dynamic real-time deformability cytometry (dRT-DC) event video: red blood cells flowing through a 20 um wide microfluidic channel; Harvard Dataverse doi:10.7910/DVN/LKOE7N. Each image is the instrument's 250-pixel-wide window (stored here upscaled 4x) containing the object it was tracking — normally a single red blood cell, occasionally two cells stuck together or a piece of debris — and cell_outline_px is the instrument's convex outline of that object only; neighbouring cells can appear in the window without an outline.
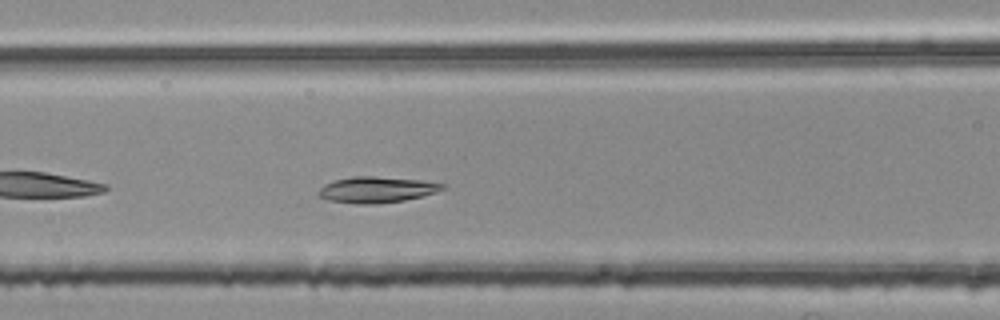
{"species": "common noctule bat (a hibernating species)", "species_latin": "Nyctalus noctula", "temperature_condition": "room temperature", "stored_images_in_passage": 33, "camera_frame_rate_fps": 3000, "um_per_image_px": 0.085, "animal": {"sex": "female", "body_mass_g": 25.1}, "frame": {"image": 1, "passage_image": 7, "time_ms": 2.0, "image_size_px": [1000, 320], "cell_outline_px": [[444, 188], [436, 192], [404, 200], [376, 204], [356, 204], [328, 200], [320, 196], [316, 192], [324, 184], [332, 180], [352, 176], [372, 176], [420, 180], [444, 184]], "centroid_in_image_um": [31.94, 16.12], "position_along_channel_um": 134.7, "area_um2": 18.73}}
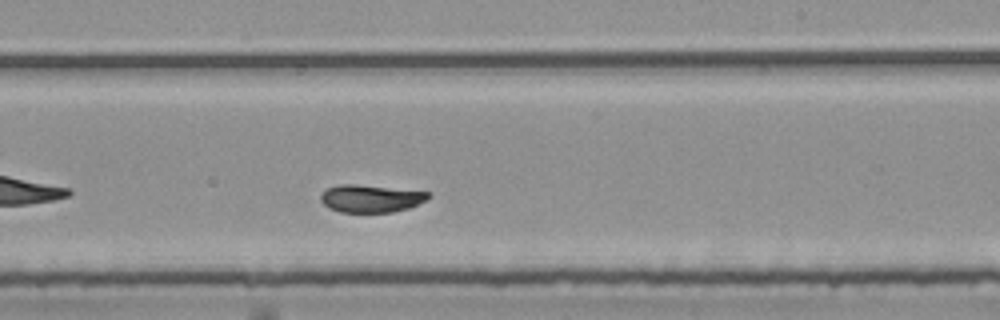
{"frame": {"image": 2, "passage_image": 17, "time_ms": 5.333, "image_size_px": [1000, 320], "cell_outline_px": [[432, 196], [408, 208], [392, 212], [340, 212], [328, 208], [320, 200], [320, 196], [328, 188], [340, 184], [352, 184], [428, 192]], "centroid_in_image_um": [31.47, 16.88], "position_along_channel_um": 257.5, "area_um2": 16.94}}
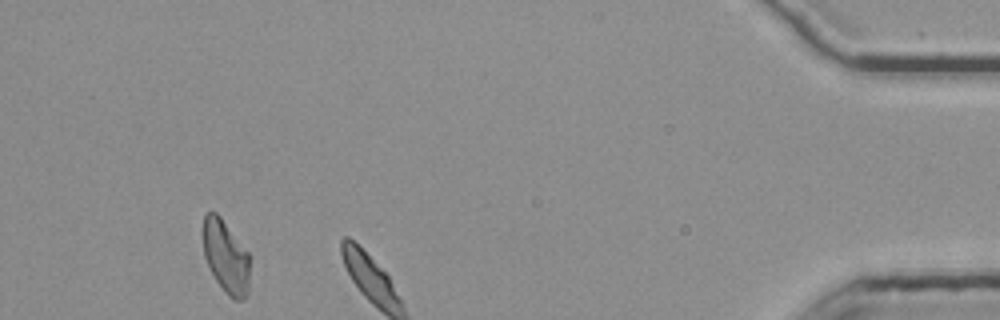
{"frame": {"image": 3, "passage_image": 33, "time_ms": 10.667, "image_size_px": [1000, 320], "cell_outline_px": [[248, 296], [244, 300], [232, 300], [224, 292], [208, 268], [204, 256], [204, 212], [216, 212], [220, 216], [248, 252]], "centroid_in_image_um": [19.19, 21.86], "position_along_channel_um": 416.0, "area_um2": 19.77}, "authors_computed_cell_mechanics": {"area_um2": 17.9758, "velocity_mm_per_s": 3.6863, "shape_relaxation_time_tau1_ms": 4.0089, "shape_relaxation_time_tau2_ms": 1.6672, "deformation_change_tau1": 0.1683, "deformation_change_tau2": 0.068}}